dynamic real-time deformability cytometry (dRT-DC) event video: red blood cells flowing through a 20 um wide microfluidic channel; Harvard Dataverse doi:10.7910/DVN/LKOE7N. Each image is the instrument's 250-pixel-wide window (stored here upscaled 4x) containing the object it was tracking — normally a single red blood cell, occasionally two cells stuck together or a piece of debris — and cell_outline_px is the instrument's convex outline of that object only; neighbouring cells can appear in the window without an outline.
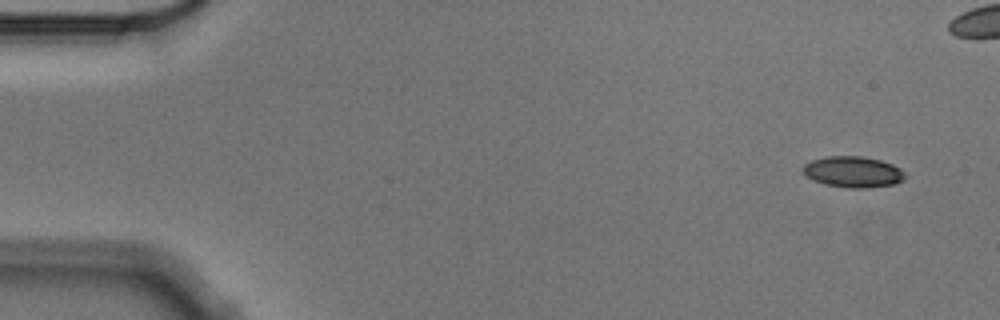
{"species": "Egyptian fruit bat (a non-hibernating species)", "species_latin": "Rousettus aegyptiacus", "temperature_condition": "cold", "stored_images_in_passage": 5, "camera_frame_rate_fps": 3000, "um_per_image_px": 0.085, "animal": {"sex": "male"}, "frame": {"image": 1, "passage_image": 1, "time_ms": 0.0, "image_size_px": [1000, 320], "cell_outline_px": [[908, 176], [904, 180], [896, 184], [868, 188], [848, 188], [824, 184], [812, 180], [804, 172], [804, 164], [812, 160], [828, 156], [860, 156], [880, 160], [892, 164], [900, 168]], "centroid_in_image_um": [72.56, 14.62], "position_along_channel_um": 12.4, "area_um2": 18.55}}